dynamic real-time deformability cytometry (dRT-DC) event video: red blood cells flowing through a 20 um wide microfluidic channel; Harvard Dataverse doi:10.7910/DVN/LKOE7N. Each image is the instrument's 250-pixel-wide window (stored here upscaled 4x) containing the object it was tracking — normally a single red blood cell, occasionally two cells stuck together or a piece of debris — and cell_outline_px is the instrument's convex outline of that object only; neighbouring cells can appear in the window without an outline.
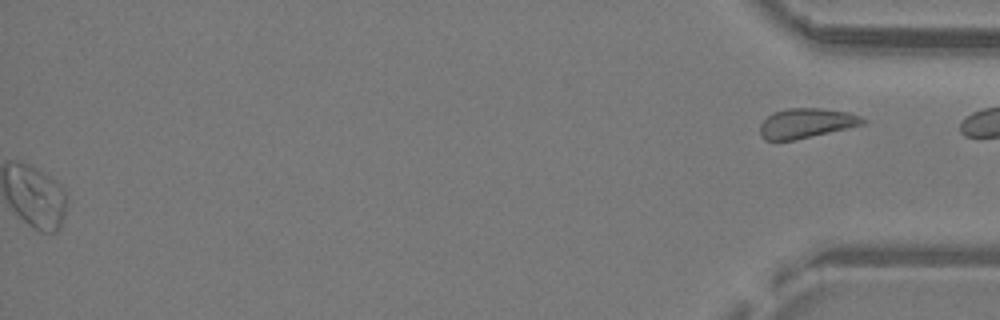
{"species": "common noctule bat (a hibernating species)", "species_latin": "Nyctalus noctula", "temperature_condition": "warm", "stored_images_in_passage": 28, "segment_of_instrument_passage": [2, 2], "camera_frame_rate_fps": 3000, "um_per_image_px": 0.085, "animal": {"sex": "male", "body_mass_g": 19.2, "forearm_length_mm": 51.8}, "frame": {"image": 1, "passage_image": 28, "time_ms": 9.0, "image_size_px": [1000, 320], "cell_outline_px": [[868, 120], [864, 124], [796, 140], [764, 140], [760, 136], [760, 124], [772, 112], [784, 108], [820, 108], [848, 112], [860, 116]], "centroid_in_image_um": [68.51, 10.46], "position_along_channel_um": 366.7, "area_um2": 17.92}}